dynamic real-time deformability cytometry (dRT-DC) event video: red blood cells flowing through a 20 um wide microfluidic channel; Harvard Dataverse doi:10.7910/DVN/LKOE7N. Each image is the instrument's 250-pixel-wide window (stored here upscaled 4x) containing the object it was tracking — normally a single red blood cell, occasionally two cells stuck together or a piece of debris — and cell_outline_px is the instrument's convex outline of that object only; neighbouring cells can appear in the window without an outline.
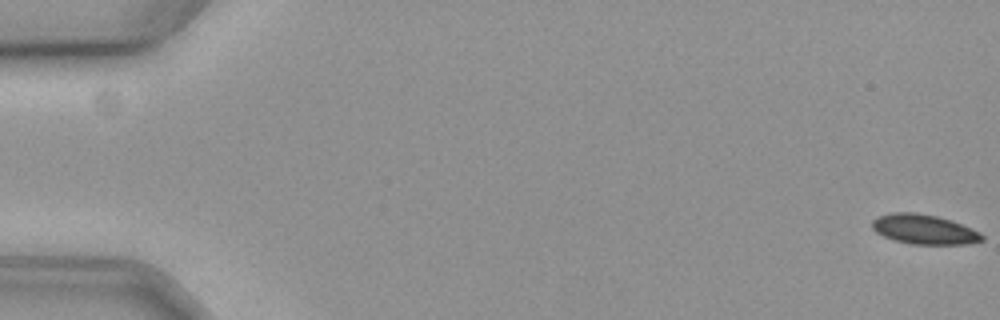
{"species": "common noctule bat (a hibernating species)", "species_latin": "Nyctalus noctula", "temperature_condition": "cold", "stored_images_in_passage": 59, "camera_frame_rate_fps": 3000, "um_per_image_px": 0.085, "animal": {"sex": "female", "body_mass_g": 19.3, "forearm_length_mm": 54.1}, "frame": {"image": 1, "passage_image": 1, "time_ms": 0.0, "image_size_px": [1000, 320], "cell_outline_px": [[984, 240], [968, 244], [912, 244], [896, 240], [884, 236], [876, 232], [872, 228], [872, 220], [876, 216], [892, 212], [916, 212], [936, 216], [952, 220], [972, 228], [980, 232], [984, 236]], "centroid_in_image_um": [78.56, 19.48], "position_along_channel_um": 6.4, "area_um2": 19.13}}
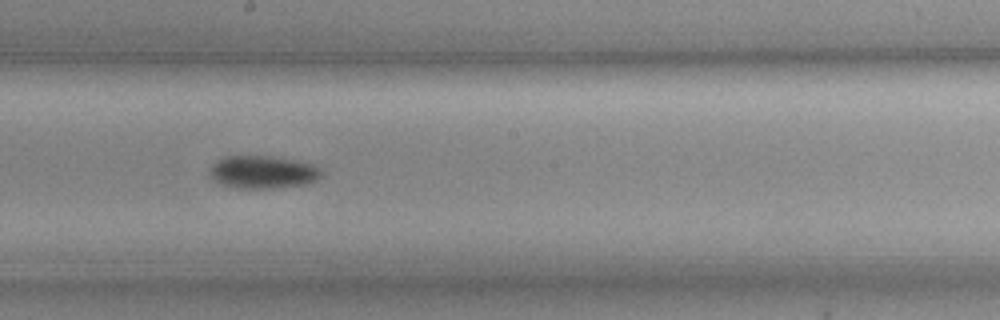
{"frame": {"image": 2, "passage_image": 34, "time_ms": 11.0, "image_size_px": [1000, 320], "cell_outline_px": [[324, 176], [308, 184], [272, 188], [236, 188], [220, 184], [208, 172], [208, 168], [216, 160], [224, 156], [272, 156], [296, 160], [312, 164], [320, 168]], "centroid_in_image_um": [22.35, 14.62], "position_along_channel_um": 225.9, "area_um2": 21.62}}
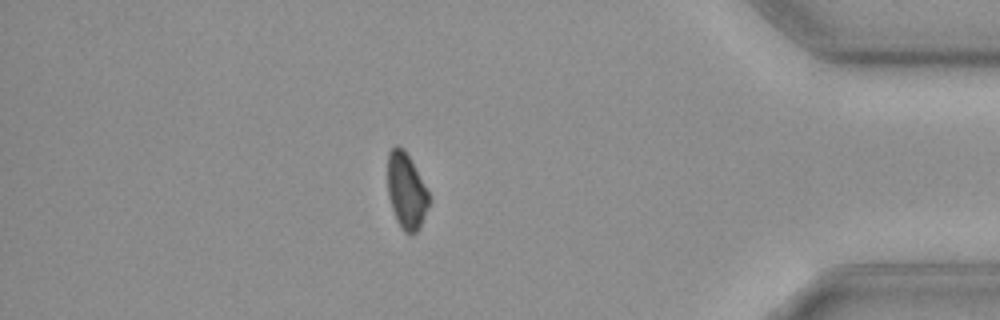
{"frame": {"image": 3, "passage_image": 52, "time_ms": 17.0, "image_size_px": [1000, 320], "cell_outline_px": [[428, 208], [420, 228], [416, 232], [404, 232], [400, 228], [396, 220], [388, 196], [388, 152], [396, 144], [404, 148], [428, 192]], "centroid_in_image_um": [34.52, 16.24], "position_along_channel_um": 400.7, "area_um2": 18.03}, "authors_computed_cell_mechanics": {"area_um2": 19.7098, "velocity_mm_per_s": 3.5733, "shape_relaxation_time_tau1_ms": 9.0179, "shape_relaxation_time_tau2_ms": null, "deformation_change_tau1": 0.0708, "deformation_change_tau2": null}}